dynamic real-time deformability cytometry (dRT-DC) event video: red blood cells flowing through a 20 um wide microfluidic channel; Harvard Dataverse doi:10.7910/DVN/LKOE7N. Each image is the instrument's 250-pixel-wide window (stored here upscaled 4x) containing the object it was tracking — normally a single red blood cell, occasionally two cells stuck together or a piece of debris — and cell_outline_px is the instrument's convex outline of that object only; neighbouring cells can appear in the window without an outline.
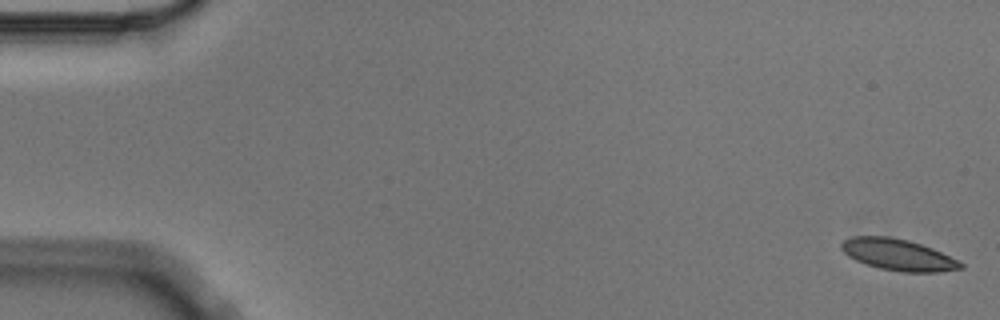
{"species": "Egyptian fruit bat (a non-hibernating species)", "species_latin": "Rousettus aegyptiacus", "temperature_condition": "cold", "stored_images_in_passage": 10, "camera_frame_rate_fps": 3000, "um_per_image_px": 0.085, "animal": {"sex": "male"}, "frame": {"image": 1, "passage_image": 1, "time_ms": 0.0, "image_size_px": [1000, 320], "cell_outline_px": [[964, 268], [940, 272], [900, 272], [880, 268], [856, 260], [848, 256], [840, 248], [840, 244], [844, 240], [852, 236], [888, 236], [908, 240], [932, 248], [960, 260], [964, 264]], "centroid_in_image_um": [76.37, 21.65], "position_along_channel_um": 8.6, "area_um2": 21.91}}
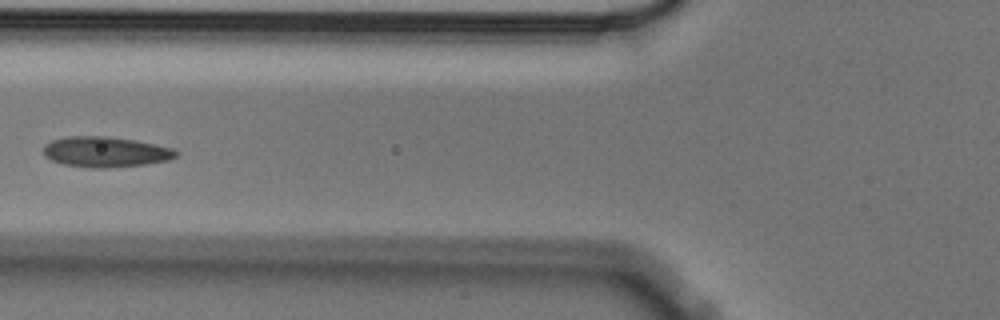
{"frame": {"image": 2, "passage_image": 6, "time_ms": 1.667, "image_size_px": [1000, 320], "cell_outline_px": [[180, 152], [176, 156], [168, 160], [144, 164], [104, 168], [92, 168], [64, 164], [52, 160], [44, 156], [44, 144], [52, 140], [64, 136], [108, 136], [136, 140], [172, 148]], "centroid_in_image_um": [8.95, 12.9], "position_along_channel_um": 116.9, "area_um2": 23.52}}
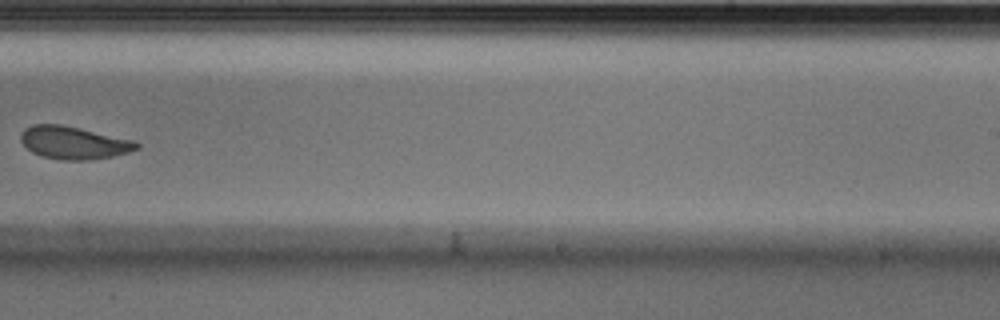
{"frame": {"image": 3, "passage_image": 10, "time_ms": 3.0, "image_size_px": [1000, 320], "cell_outline_px": [[140, 148], [128, 152], [112, 156], [92, 160], [64, 160], [40, 156], [32, 152], [20, 140], [20, 136], [24, 128], [32, 124], [60, 124], [132, 140], [140, 144]], "centroid_in_image_um": [6.24, 12.14], "position_along_channel_um": 282.8, "area_um2": 21.91}}